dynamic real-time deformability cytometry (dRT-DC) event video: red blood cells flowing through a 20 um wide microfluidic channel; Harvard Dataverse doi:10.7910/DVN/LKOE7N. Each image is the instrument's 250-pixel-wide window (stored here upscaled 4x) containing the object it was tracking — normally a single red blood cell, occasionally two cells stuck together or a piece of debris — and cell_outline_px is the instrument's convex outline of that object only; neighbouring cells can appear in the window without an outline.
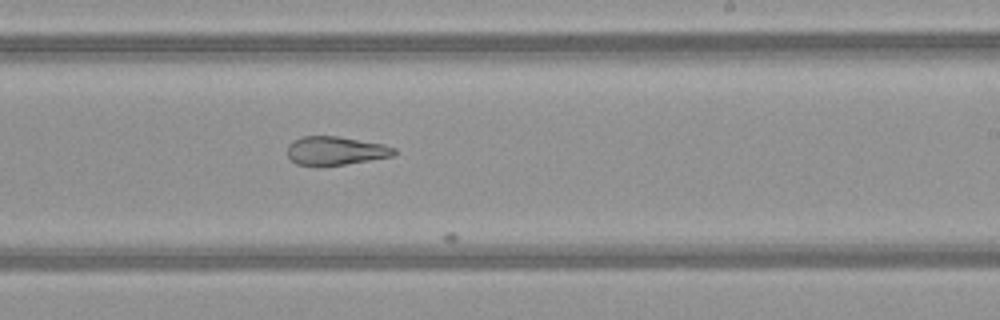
{"species": "common noctule bat (a hibernating species)", "species_latin": "Nyctalus noctula", "temperature_condition": "warm", "stored_images_in_passage": 21, "camera_frame_rate_fps": 3000, "um_per_image_px": 0.085, "animal": {"sex": "female", "body_mass_g": 21.9}, "frame": {"image": 1, "passage_image": 20, "time_ms": 6.333, "image_size_px": [1000, 320], "cell_outline_px": [[396, 152], [392, 156], [320, 168], [316, 168], [296, 164], [288, 156], [288, 144], [292, 140], [300, 136], [336, 136], [384, 144], [396, 148]], "centroid_in_image_um": [28.46, 12.83], "position_along_channel_um": 260.5, "area_um2": 18.15}}